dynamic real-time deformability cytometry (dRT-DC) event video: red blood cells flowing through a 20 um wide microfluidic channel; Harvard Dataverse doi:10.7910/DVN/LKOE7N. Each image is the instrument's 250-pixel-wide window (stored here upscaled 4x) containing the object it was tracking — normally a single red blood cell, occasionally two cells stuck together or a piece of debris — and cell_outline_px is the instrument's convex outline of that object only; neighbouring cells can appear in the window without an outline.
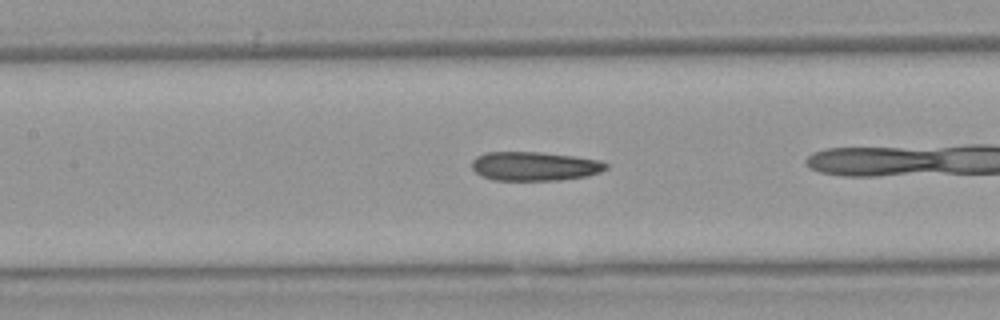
{"species": "Egyptian fruit bat (a non-hibernating species)", "species_latin": "Rousettus aegyptiacus", "temperature_condition": "warm", "stored_images_in_passage": 25, "camera_frame_rate_fps": 3000, "um_per_image_px": 0.085, "animal": {"sex": "female"}, "frame": {"image": 1, "passage_image": 8, "time_ms": 2.333, "image_size_px": [1000, 320], "cell_outline_px": [[608, 168], [600, 172], [588, 176], [560, 180], [492, 180], [480, 176], [472, 168], [472, 160], [476, 156], [488, 152], [540, 152], [576, 156], [600, 160], [608, 164]], "centroid_in_image_um": [45.45, 14.13], "position_along_channel_um": 161.9, "area_um2": 22.89}}
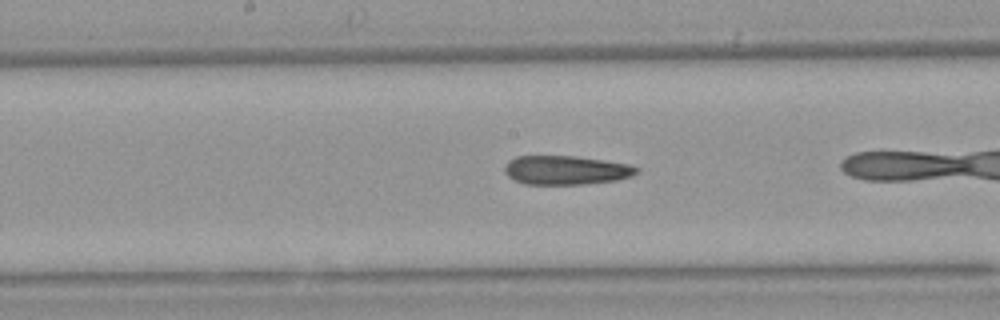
{"frame": {"image": 2, "passage_image": 11, "time_ms": 3.333, "image_size_px": [1000, 320], "cell_outline_px": [[640, 168], [632, 176], [616, 180], [584, 184], [524, 184], [508, 176], [504, 172], [504, 164], [508, 160], [516, 156], [576, 156], [632, 164]], "centroid_in_image_um": [48.1, 14.45], "position_along_channel_um": 200.1, "area_um2": 22.43}}
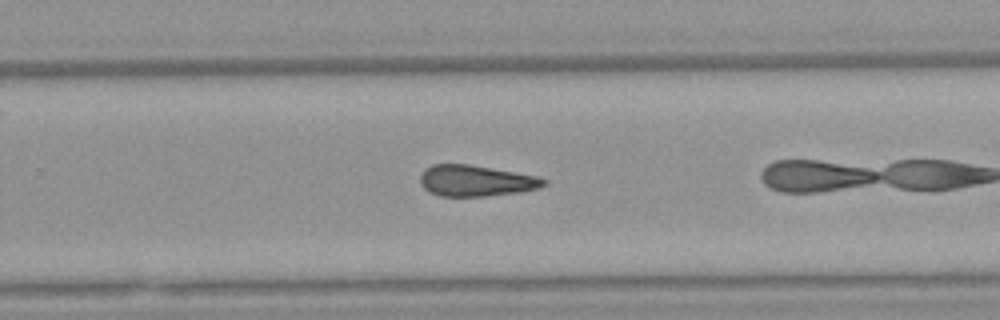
{"frame": {"image": 3, "passage_image": 18, "time_ms": 5.667, "image_size_px": [1000, 320], "cell_outline_px": [[548, 184], [540, 188], [520, 192], [484, 196], [440, 196], [428, 192], [420, 184], [420, 176], [424, 168], [432, 164], [468, 164], [536, 176], [548, 180]], "centroid_in_image_um": [40.43, 15.37], "position_along_channel_um": 289.4, "area_um2": 22.48}}